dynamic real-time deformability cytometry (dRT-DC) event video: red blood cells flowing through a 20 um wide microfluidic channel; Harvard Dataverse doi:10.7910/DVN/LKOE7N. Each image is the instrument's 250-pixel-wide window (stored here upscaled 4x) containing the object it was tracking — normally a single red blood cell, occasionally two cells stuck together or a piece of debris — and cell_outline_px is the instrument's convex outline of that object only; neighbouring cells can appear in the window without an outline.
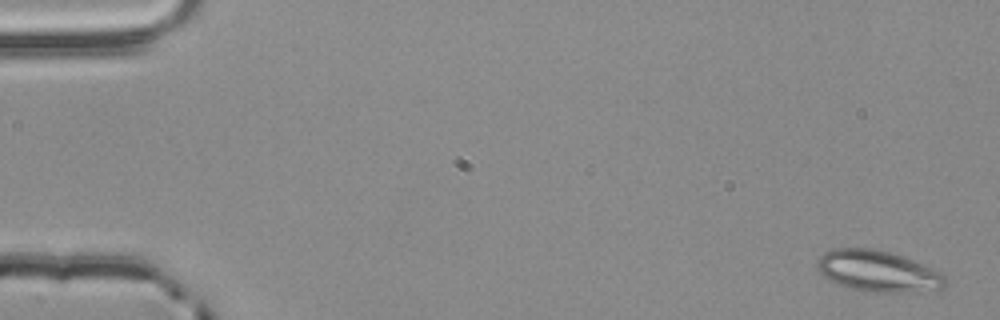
{"species": "common noctule bat (a hibernating species)", "species_latin": "Nyctalus noctula", "temperature_condition": "room temperature", "stored_images_in_passage": 4, "camera_frame_rate_fps": 3000, "um_per_image_px": 0.085, "animal": {"sex": "male", "body_mass_g": 20.4}, "frame": {"image": 1, "passage_image": 1, "time_ms": 0.0, "image_size_px": [1000, 320], "cell_outline_px": [[948, 284], [940, 288], [916, 292], [872, 292], [848, 288], [836, 284], [828, 280], [820, 272], [816, 264], [820, 256], [824, 252], [832, 248], [872, 248], [892, 252], [924, 264], [940, 272], [948, 280]], "centroid_in_image_um": [74.62, 23.05], "position_along_channel_um": 10.4, "area_um2": 31.04}}